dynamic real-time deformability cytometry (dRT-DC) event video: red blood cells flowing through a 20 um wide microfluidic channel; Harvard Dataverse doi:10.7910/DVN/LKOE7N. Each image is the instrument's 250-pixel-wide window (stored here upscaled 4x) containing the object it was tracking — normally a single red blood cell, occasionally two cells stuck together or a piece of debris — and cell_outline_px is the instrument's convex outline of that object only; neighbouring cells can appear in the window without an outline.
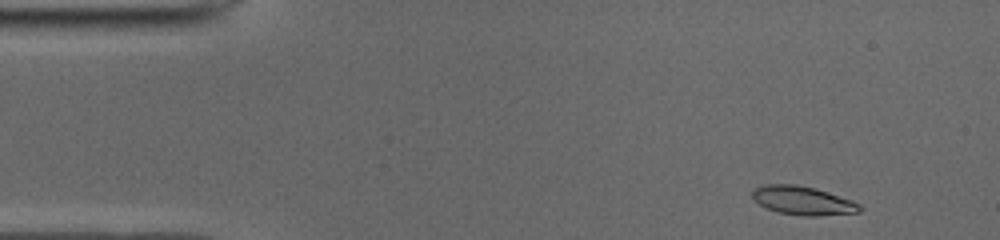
{"species": "common noctule bat (a hibernating species)", "species_latin": "Nyctalus noctula", "temperature_condition": "cold", "stored_images_in_passage": 47, "camera_frame_rate_fps": 3000, "um_per_image_px": 0.085, "animal": {"sex": "male", "body_mass_g": 19.0, "forearm_length_mm": 50.8}, "frame": {"image": 1, "passage_image": 1, "time_ms": 0.0, "image_size_px": [1000, 240], "cell_outline_px": [[864, 208], [860, 212], [820, 216], [804, 216], [776, 212], [752, 200], [752, 192], [756, 188], [764, 184], [796, 184], [816, 188], [852, 200], [860, 204]], "centroid_in_image_um": [68.26, 17.05], "position_along_channel_um": 16.7, "area_um2": 18.15}}
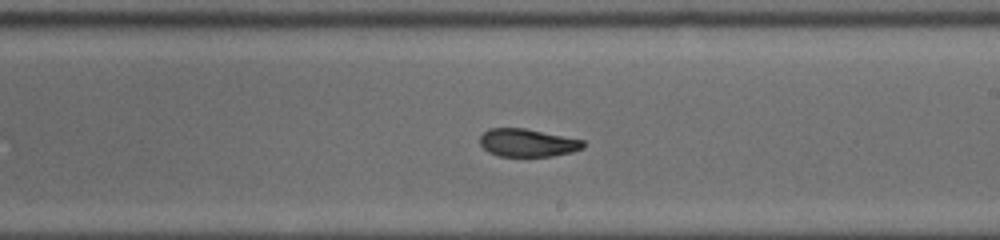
{"frame": {"image": 2, "passage_image": 25, "time_ms": 8.0, "image_size_px": [1000, 240], "cell_outline_px": [[584, 148], [572, 152], [552, 156], [500, 156], [488, 152], [480, 144], [480, 136], [488, 128], [524, 128], [584, 140]], "centroid_in_image_um": [44.83, 12.13], "position_along_channel_um": 244.2, "area_um2": 16.76}}
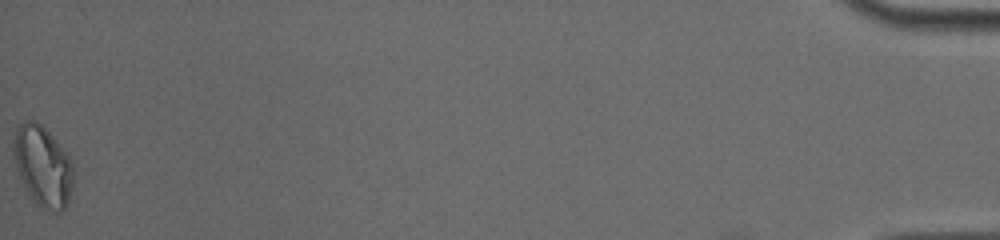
{"frame": {"image": 3, "passage_image": 47, "time_ms": 15.333, "image_size_px": [1000, 240], "cell_outline_px": [[72, 188], [68, 204], [60, 212], [56, 212], [44, 208], [36, 204], [28, 192], [16, 168], [12, 144], [12, 140], [16, 128], [24, 120], [36, 120], [48, 132], [72, 160]], "centroid_in_image_um": [3.62, 14.11], "position_along_channel_um": 431.6, "area_um2": 27.8}, "authors_computed_cell_mechanics": {"area_um2": 18.3804, "velocity_mm_per_s": 3.9496, "shape_relaxation_time_tau1_ms": null, "shape_relaxation_time_tau2_ms": 2.2721, "deformation_change_tau1": null, "deformation_change_tau2": 0.0712}}